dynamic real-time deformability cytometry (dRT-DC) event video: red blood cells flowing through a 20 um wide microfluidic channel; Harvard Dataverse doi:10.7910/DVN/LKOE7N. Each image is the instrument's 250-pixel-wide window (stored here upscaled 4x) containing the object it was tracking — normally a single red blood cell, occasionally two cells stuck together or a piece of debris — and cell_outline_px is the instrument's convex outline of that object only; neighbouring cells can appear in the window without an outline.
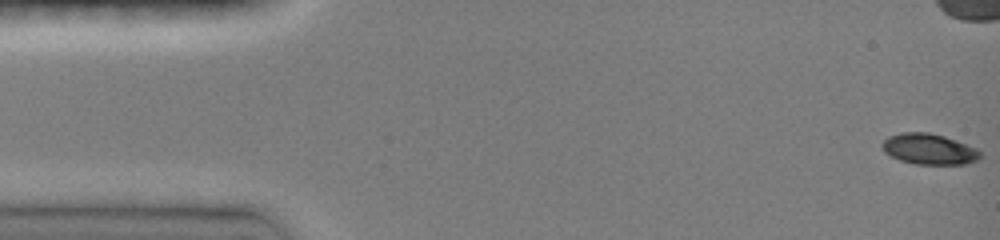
{"species": "common noctule bat (a hibernating species)", "species_latin": "Nyctalus noctula", "temperature_condition": "room temperature", "stored_images_in_passage": 48, "camera_frame_rate_fps": 3000, "um_per_image_px": 0.085, "animal": {"sex": "female", "body_mass_g": 19.0, "forearm_length_mm": 51.5}, "frame": {"image": 1, "passage_image": 1, "time_ms": 0.0, "image_size_px": [1000, 240], "cell_outline_px": [[980, 156], [976, 160], [964, 164], [916, 164], [900, 160], [884, 152], [880, 148], [880, 144], [888, 136], [900, 132], [928, 132], [944, 136], [956, 140], [976, 148], [980, 152]], "centroid_in_image_um": [78.91, 12.66], "position_along_channel_um": 6.1, "area_um2": 17.57}}
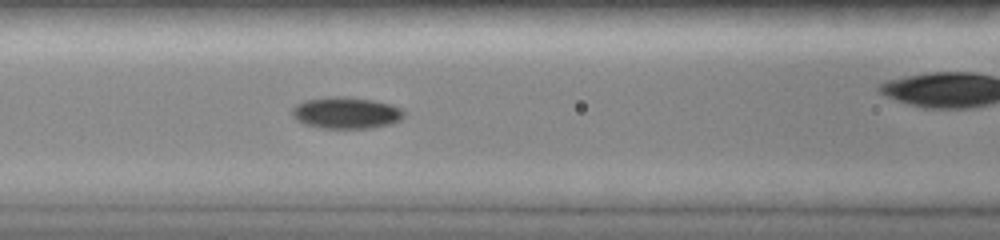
{"frame": {"image": 2, "passage_image": 20, "time_ms": 6.333, "image_size_px": [1000, 240], "cell_outline_px": [[404, 116], [400, 120], [392, 124], [372, 128], [320, 128], [304, 124], [296, 120], [292, 116], [292, 108], [296, 104], [304, 100], [328, 96], [344, 96], [372, 100], [392, 104], [400, 108], [404, 112]], "centroid_in_image_um": [29.4, 9.59], "position_along_channel_um": 137.2, "area_um2": 20.87}}
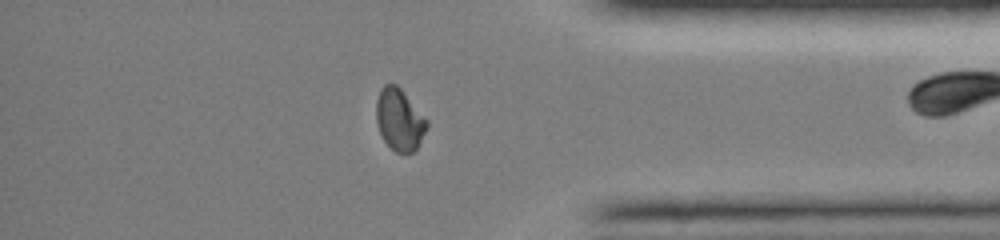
{"frame": {"image": 3, "passage_image": 40, "time_ms": 13.0, "image_size_px": [1000, 240], "cell_outline_px": [[428, 124], [416, 148], [412, 152], [396, 152], [384, 140], [380, 132], [376, 120], [376, 100], [380, 88], [384, 84], [396, 84], [400, 88], [428, 120]], "centroid_in_image_um": [33.93, 10.13], "position_along_channel_um": 401.3, "area_um2": 17.92}, "authors_computed_cell_mechanics": {"area_um2": 18.8428, "velocity_mm_per_s": 4.0894, "shape_relaxation_time_tau1_ms": 5.0161, "shape_relaxation_time_tau2_ms": 3.8072, "deformation_change_tau1": 0.2163, "deformation_change_tau2": 0.0452}}